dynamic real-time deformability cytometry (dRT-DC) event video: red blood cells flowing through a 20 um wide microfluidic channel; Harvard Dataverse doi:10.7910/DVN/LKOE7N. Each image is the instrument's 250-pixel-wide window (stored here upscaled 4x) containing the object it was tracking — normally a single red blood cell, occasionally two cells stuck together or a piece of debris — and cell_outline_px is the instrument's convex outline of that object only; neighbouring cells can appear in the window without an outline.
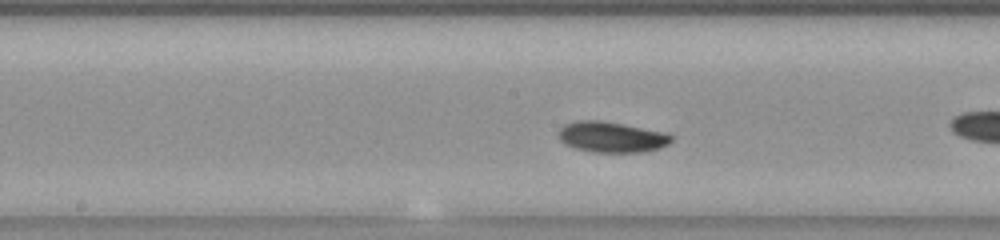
{"species": "common noctule bat (a hibernating species)", "species_latin": "Nyctalus noctula", "temperature_condition": "room temperature", "stored_images_in_passage": 48, "camera_frame_rate_fps": 3000, "um_per_image_px": 0.085, "animal": {"sex": "female", "body_mass_g": 23.0, "forearm_length_mm": 53.4}, "frame": {"image": 1, "passage_image": 21, "time_ms": 6.667, "image_size_px": [1000, 240], "cell_outline_px": [[672, 140], [668, 144], [660, 148], [648, 152], [592, 152], [576, 148], [560, 140], [560, 128], [564, 124], [576, 120], [600, 120], [668, 132], [672, 136]], "centroid_in_image_um": [52.04, 11.64], "position_along_channel_um": 196.2, "area_um2": 20.23}, "authors_computed_cell_mechanics": {"area_um2": 19.1607, "velocity_mm_per_s": 3.823, "shape_relaxation_time_tau1_ms": 1.7658, "shape_relaxation_time_tau2_ms": null, "deformation_change_tau1": 0.0997, "deformation_change_tau2": null}}